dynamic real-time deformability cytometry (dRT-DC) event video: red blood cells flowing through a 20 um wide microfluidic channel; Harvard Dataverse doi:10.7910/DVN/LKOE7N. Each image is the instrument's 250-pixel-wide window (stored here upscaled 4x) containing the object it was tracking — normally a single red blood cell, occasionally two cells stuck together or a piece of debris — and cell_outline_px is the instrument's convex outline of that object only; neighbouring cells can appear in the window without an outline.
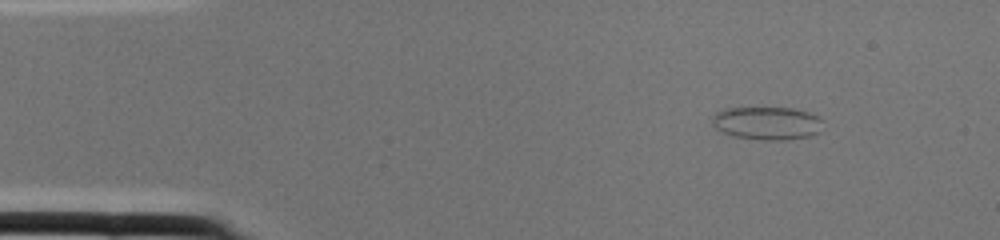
{"species": "common noctule bat (a hibernating species)", "species_latin": "Nyctalus noctula", "temperature_condition": "cold", "stored_images_in_passage": 1, "camera_frame_rate_fps": 3000, "um_per_image_px": 0.085, "animal": {"sex": "female", "body_mass_g": 22.0, "forearm_length_mm": 56.7}, "frame": {"image": 1, "passage_image": 1, "time_ms": 0.0, "image_size_px": [1000, 240], "cell_outline_px": [[824, 120], [820, 132], [812, 136], [788, 140], [760, 140], [732, 136], [716, 128], [712, 124], [712, 116], [716, 112], [728, 108], [792, 108], [808, 112], [820, 116]], "centroid_in_image_um": [65.25, 10.48], "position_along_channel_um": 19.7, "area_um2": 21.68}}